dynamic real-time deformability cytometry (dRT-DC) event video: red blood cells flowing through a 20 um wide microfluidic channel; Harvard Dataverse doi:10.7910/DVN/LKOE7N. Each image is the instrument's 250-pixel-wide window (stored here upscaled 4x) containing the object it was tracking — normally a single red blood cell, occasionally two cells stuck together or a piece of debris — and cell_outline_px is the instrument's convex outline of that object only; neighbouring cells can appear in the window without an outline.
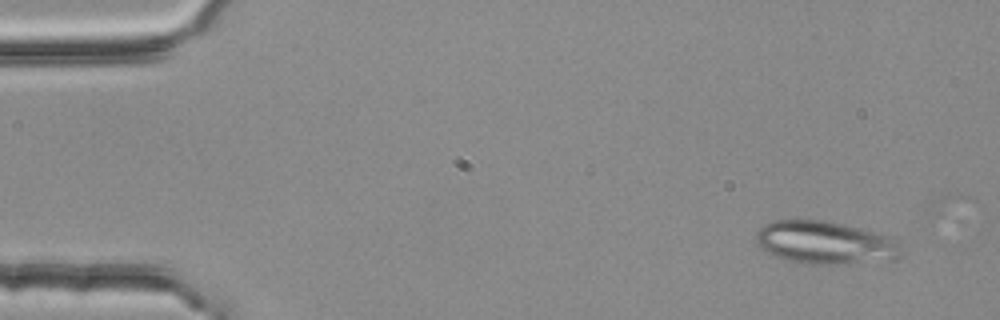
{"species": "common noctule bat (a hibernating species)", "species_latin": "Nyctalus noctula", "temperature_condition": "room temperature", "stored_images_in_passage": 4, "camera_frame_rate_fps": 3000, "um_per_image_px": 0.085, "animal": {"sex": "female", "body_mass_g": 25.1}, "frame": {"image": 1, "passage_image": 1, "time_ms": 0.0, "image_size_px": [1000, 320], "cell_outline_px": [[900, 256], [892, 260], [836, 264], [812, 264], [788, 260], [764, 252], [756, 244], [756, 232], [764, 224], [772, 220], [824, 220], [844, 224], [892, 236], [900, 244]], "centroid_in_image_um": [70.13, 20.62], "position_along_channel_um": 14.9, "area_um2": 36.47}}